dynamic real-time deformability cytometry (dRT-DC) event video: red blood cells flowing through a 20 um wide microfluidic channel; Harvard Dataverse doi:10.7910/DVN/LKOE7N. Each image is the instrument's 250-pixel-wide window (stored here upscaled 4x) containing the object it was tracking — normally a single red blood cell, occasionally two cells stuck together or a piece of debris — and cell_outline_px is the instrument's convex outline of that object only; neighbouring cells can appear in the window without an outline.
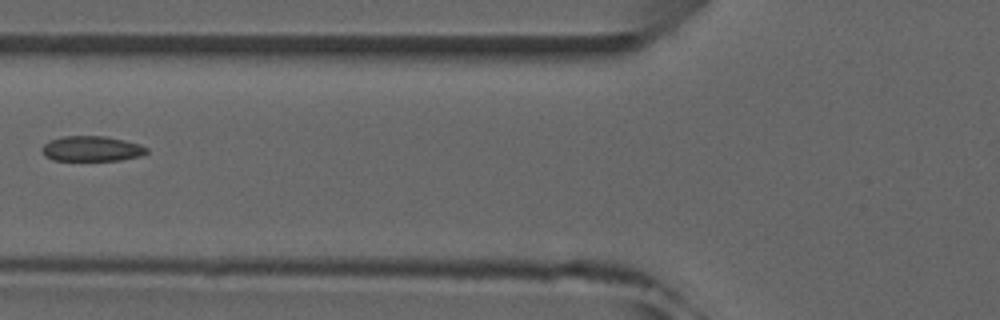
{"species": "common noctule bat (a hibernating species)", "species_latin": "Nyctalus noctula", "temperature_condition": "room temperature", "stored_images_in_passage": 5, "camera_frame_rate_fps": 3000, "um_per_image_px": 0.085, "animal": {"sex": "male", "forearm_length_mm": 52.5}, "frame": {"image": 1, "passage_image": 5, "time_ms": 5.333, "image_size_px": [1000, 320], "cell_outline_px": [[148, 152], [140, 156], [120, 160], [52, 160], [44, 156], [40, 148], [44, 144], [52, 140], [64, 136], [104, 136], [124, 140], [140, 144], [148, 148]], "centroid_in_image_um": [7.79, 12.64], "position_along_channel_um": 118.0, "area_um2": 15.37}}